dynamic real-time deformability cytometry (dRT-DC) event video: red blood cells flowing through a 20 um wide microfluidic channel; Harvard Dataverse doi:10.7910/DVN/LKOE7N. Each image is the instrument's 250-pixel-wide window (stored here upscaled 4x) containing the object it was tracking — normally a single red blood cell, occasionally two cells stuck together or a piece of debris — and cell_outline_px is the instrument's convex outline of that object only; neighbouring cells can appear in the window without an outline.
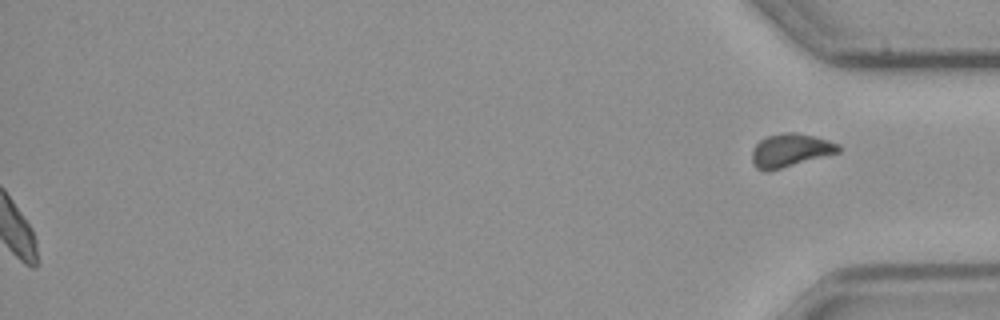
{"species": "common noctule bat (a hibernating species)", "species_latin": "Nyctalus noctula", "temperature_condition": "cold", "stored_images_in_passage": 51, "segment_of_instrument_passage": [2, 2], "camera_frame_rate_fps": 3000, "um_per_image_px": 0.085, "animal": {"sex": "male", "body_mass_g": 23.1, "forearm_length_mm": 52.7}, "frame": {"image": 1, "passage_image": 51, "time_ms": 16.667, "image_size_px": [1000, 320], "cell_outline_px": [[840, 152], [768, 172], [764, 172], [756, 168], [752, 164], [752, 148], [760, 140], [768, 136], [784, 132], [792, 132], [816, 136], [840, 144]], "centroid_in_image_um": [67.16, 12.79], "position_along_channel_um": 368.0, "area_um2": 16.94}}